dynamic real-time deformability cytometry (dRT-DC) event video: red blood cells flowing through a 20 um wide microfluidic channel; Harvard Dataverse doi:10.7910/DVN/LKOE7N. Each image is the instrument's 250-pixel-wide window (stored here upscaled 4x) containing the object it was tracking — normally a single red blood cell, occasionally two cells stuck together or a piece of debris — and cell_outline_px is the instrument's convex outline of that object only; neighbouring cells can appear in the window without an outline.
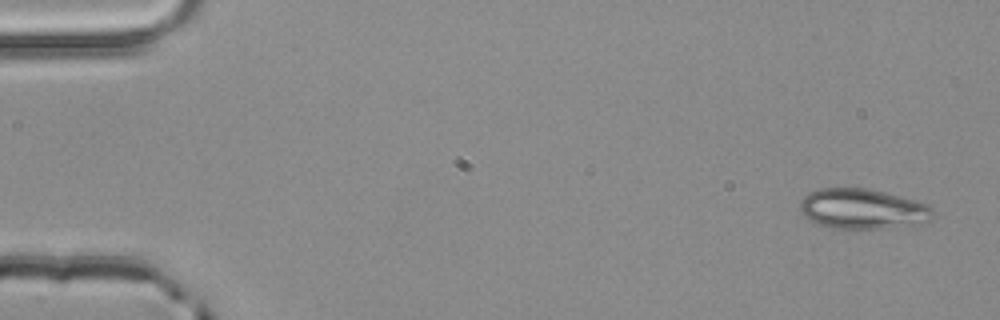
{"species": "common noctule bat (a hibernating species)", "species_latin": "Nyctalus noctula", "temperature_condition": "room temperature", "stored_images_in_passage": 4, "camera_frame_rate_fps": 3000, "um_per_image_px": 0.085, "animal": {"sex": "male", "body_mass_g": 20.4}, "frame": {"image": 1, "passage_image": 4, "time_ms": 1.0, "image_size_px": [1000, 320], "cell_outline_px": [[936, 216], [920, 224], [888, 228], [832, 228], [820, 224], [804, 216], [800, 212], [800, 200], [804, 196], [820, 188], [868, 188], [916, 200], [928, 204], [932, 208]], "centroid_in_image_um": [73.36, 17.75], "position_along_channel_um": 11.6, "area_um2": 31.15}}